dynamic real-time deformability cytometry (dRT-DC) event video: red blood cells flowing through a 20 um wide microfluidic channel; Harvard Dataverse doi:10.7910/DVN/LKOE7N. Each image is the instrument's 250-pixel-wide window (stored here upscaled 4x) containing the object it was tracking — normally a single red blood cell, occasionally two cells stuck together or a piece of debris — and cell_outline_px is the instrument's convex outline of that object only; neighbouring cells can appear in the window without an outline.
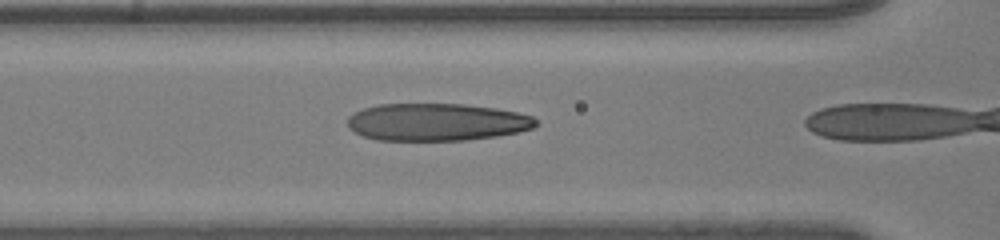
{"species": "human", "species_latin": "Homo sapiens", "temperature_condition": "room temperature", "stored_images_in_passage": 29, "camera_frame_rate_fps": 3000, "um_per_image_px": 0.085, "donor": {"sex": "male"}, "frame": {"image": 1, "passage_image": 28, "time_ms": 9.0, "image_size_px": [1000, 240], "cell_outline_px": [[540, 124], [532, 128], [520, 132], [496, 136], [464, 140], [376, 140], [364, 136], [348, 128], [348, 116], [352, 112], [364, 108], [380, 104], [464, 104], [496, 108], [516, 112], [532, 116]], "centroid_in_image_um": [37.12, 10.37], "position_along_channel_um": 129.5, "area_um2": 41.21}}